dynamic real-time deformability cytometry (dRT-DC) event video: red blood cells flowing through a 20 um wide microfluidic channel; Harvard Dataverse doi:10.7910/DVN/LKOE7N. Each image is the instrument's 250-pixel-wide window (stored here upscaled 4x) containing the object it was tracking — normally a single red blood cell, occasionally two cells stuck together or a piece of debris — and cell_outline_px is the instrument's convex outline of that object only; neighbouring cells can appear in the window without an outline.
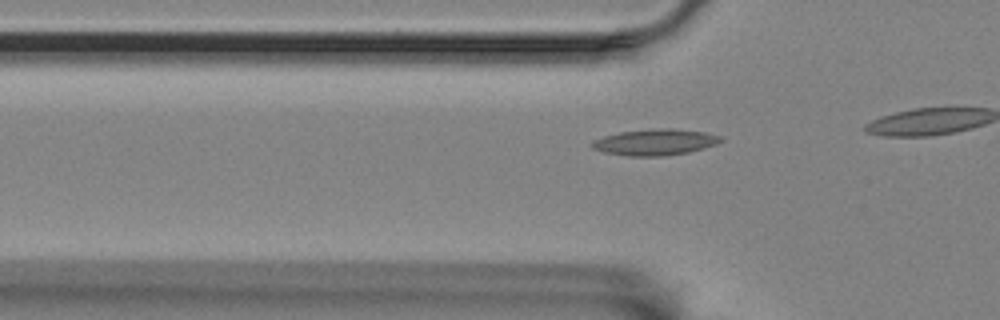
{"species": "Egyptian fruit bat (a non-hibernating species)", "species_latin": "Rousettus aegyptiacus", "temperature_condition": "room temperature", "stored_images_in_passage": 15, "camera_frame_rate_fps": 3000, "um_per_image_px": 0.085, "animal": {"sex": "female"}, "frame": {"image": 1, "passage_image": 9, "time_ms": 2.667, "image_size_px": [1000, 320], "cell_outline_px": [[724, 140], [716, 144], [704, 148], [688, 152], [664, 156], [628, 156], [604, 152], [592, 148], [592, 140], [604, 136], [620, 132], [660, 128], [672, 128], [704, 132], [720, 136]], "centroid_in_image_um": [55.68, 12.08], "position_along_channel_um": 70.1, "area_um2": 19.54}}
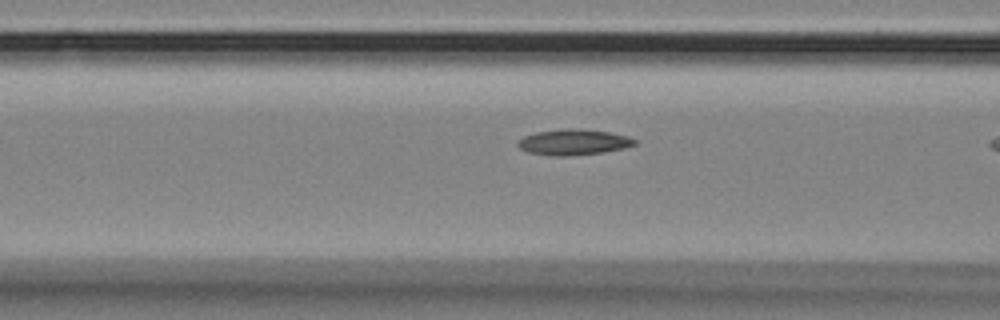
{"frame": {"image": 2, "passage_image": 13, "time_ms": 4.0, "image_size_px": [1000, 320], "cell_outline_px": [[640, 140], [636, 144], [624, 148], [604, 152], [568, 156], [552, 156], [528, 152], [520, 148], [516, 144], [516, 140], [524, 136], [536, 132], [568, 128], [576, 128], [608, 132], [628, 136]], "centroid_in_image_um": [48.75, 12.08], "position_along_channel_um": 117.8, "area_um2": 17.69}}